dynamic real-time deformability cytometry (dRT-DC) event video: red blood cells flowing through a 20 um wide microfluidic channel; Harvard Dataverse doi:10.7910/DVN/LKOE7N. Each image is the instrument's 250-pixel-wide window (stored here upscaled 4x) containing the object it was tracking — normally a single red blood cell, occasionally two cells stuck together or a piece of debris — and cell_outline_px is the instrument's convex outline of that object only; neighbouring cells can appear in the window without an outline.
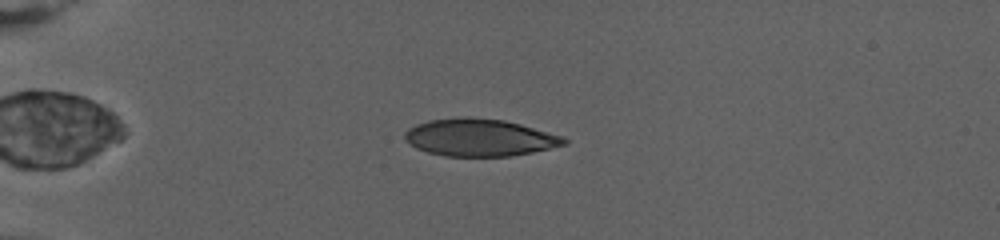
{"species": "human", "species_latin": "Homo sapiens", "temperature_condition": "warm", "stored_images_in_passage": 70, "camera_frame_rate_fps": 3000, "um_per_image_px": 0.085, "donor": {"sex": "female"}, "frame": {"image": 1, "passage_image": 22, "time_ms": 7.0, "image_size_px": [1000, 240], "cell_outline_px": [[568, 144], [532, 152], [508, 156], [444, 156], [428, 152], [416, 148], [408, 144], [404, 140], [404, 132], [408, 128], [416, 124], [428, 120], [504, 120], [520, 124], [564, 136], [568, 140]], "centroid_in_image_um": [40.78, 11.74], "position_along_channel_um": 44.2, "area_um2": 33.76}}
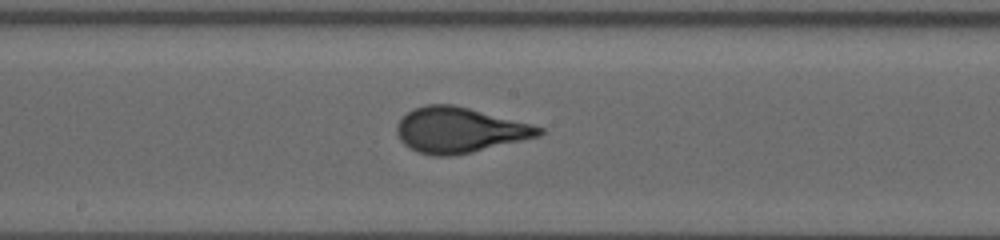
{"frame": {"image": 2, "passage_image": 45, "time_ms": 14.667, "image_size_px": [1000, 240], "cell_outline_px": [[544, 132], [540, 136], [472, 152], [452, 156], [432, 156], [416, 152], [408, 148], [400, 140], [396, 132], [396, 124], [408, 112], [424, 104], [452, 104], [532, 124], [544, 128]], "centroid_in_image_um": [39.03, 11.07], "position_along_channel_um": 209.2, "area_um2": 37.57}}
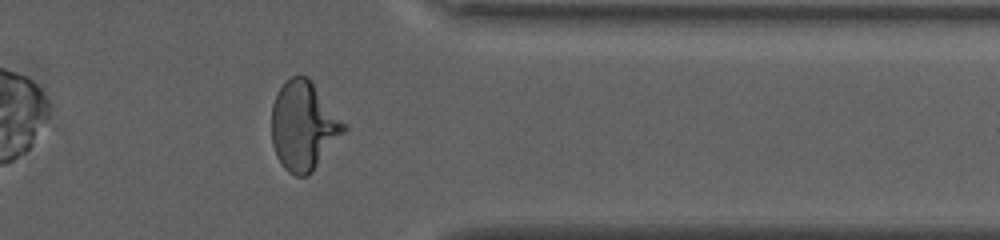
{"frame": {"image": 3, "passage_image": 65, "time_ms": 21.333, "image_size_px": [1000, 240], "cell_outline_px": [[348, 128], [312, 172], [308, 176], [296, 176], [288, 172], [284, 168], [276, 156], [272, 144], [272, 104], [280, 88], [292, 76], [308, 76], [312, 80], [348, 124]], "centroid_in_image_um": [25.84, 10.7], "position_along_channel_um": 385.6, "area_um2": 37.74}, "authors_computed_cell_mechanics": {"area_um2": 36.2695, "velocity_mm_per_s": 2.7292, "shape_relaxation_time_tau1_ms": 6.6822, "shape_relaxation_time_tau2_ms": null, "deformation_change_tau1": 0.2444, "deformation_change_tau2": null}}